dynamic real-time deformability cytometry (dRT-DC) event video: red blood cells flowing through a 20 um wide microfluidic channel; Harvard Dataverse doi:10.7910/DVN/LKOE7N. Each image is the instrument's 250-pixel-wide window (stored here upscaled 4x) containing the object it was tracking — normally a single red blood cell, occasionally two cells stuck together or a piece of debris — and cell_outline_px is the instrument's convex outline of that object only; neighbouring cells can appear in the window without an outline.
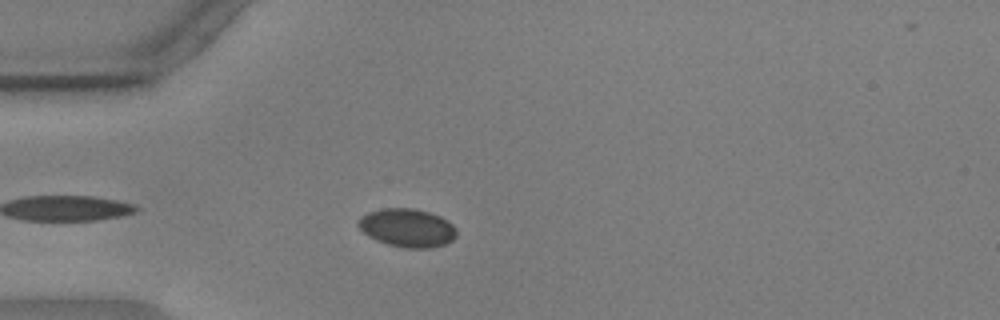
{"species": "common noctule bat (a hibernating species)", "species_latin": "Nyctalus noctula", "temperature_condition": "warm", "stored_images_in_passage": 31, "camera_frame_rate_fps": 3000, "um_per_image_px": 0.085, "animal": {"sex": "male", "body_mass_g": 17.9, "forearm_length_mm": 54.2}, "frame": {"image": 1, "passage_image": 5, "time_ms": 1.333, "image_size_px": [1000, 320], "cell_outline_px": [[456, 236], [452, 240], [444, 244], [432, 248], [404, 248], [388, 244], [376, 240], [368, 236], [356, 224], [360, 216], [368, 212], [384, 208], [412, 208], [428, 212], [440, 216], [448, 220], [456, 228]], "centroid_in_image_um": [34.61, 19.36], "position_along_channel_um": 50.4, "area_um2": 22.02}}